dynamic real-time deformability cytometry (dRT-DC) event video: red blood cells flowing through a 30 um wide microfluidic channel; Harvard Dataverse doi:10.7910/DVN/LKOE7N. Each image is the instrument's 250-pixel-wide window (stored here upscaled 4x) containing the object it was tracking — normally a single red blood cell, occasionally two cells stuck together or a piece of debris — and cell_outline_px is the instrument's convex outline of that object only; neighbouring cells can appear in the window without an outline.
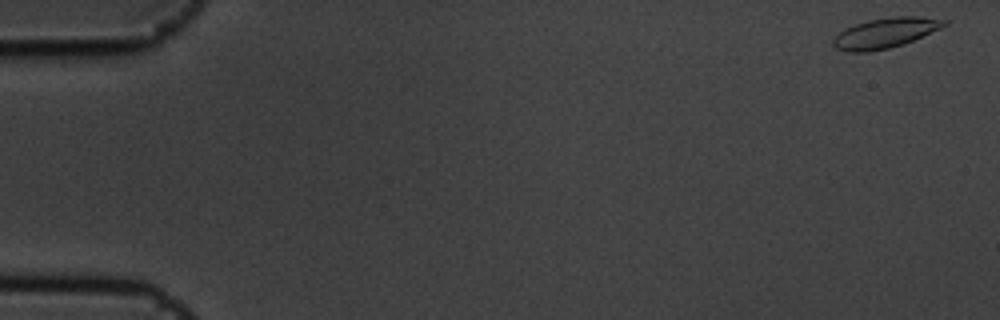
{"species": "common noctule bat (a hibernating species)", "species_latin": "Nyctalus noctula", "temperature_condition": "cold", "stored_images_in_passage": 10, "camera_frame_rate_fps": 3000, "um_per_image_px": 0.085, "animal": {"sex": "male", "body_mass_g": 19.5, "forearm_length_mm": 54.6}, "frame": {"image": 1, "passage_image": 1, "time_ms": 0.0, "image_size_px": [1000, 320], "cell_outline_px": [[948, 24], [940, 28], [912, 40], [888, 48], [868, 52], [848, 52], [836, 48], [832, 44], [832, 40], [844, 28], [868, 20], [892, 16], [920, 16], [948, 20]], "centroid_in_image_um": [75.23, 2.79], "position_along_channel_um": 9.8, "area_um2": 19.31}}